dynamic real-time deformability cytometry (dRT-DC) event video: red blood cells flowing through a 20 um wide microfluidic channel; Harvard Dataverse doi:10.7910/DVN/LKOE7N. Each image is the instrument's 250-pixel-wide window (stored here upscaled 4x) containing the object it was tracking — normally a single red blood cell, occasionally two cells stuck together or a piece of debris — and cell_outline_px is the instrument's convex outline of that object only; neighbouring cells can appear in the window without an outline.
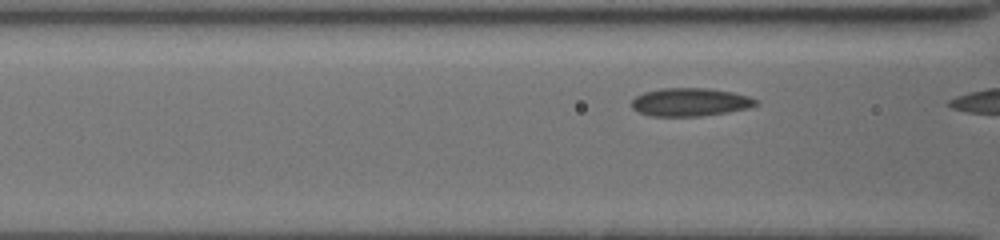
{"species": "common noctule bat (a hibernating species)", "species_latin": "Nyctalus noctula", "temperature_condition": "cold", "stored_images_in_passage": 8, "camera_frame_rate_fps": 3000, "um_per_image_px": 0.085, "animal": {"sex": "female", "body_mass_g": 19.5, "forearm_length_mm": 54.1}, "frame": {"image": 1, "passage_image": 7, "time_ms": 2.0, "image_size_px": [1000, 240], "cell_outline_px": [[760, 104], [748, 108], [728, 112], [700, 116], [648, 116], [636, 112], [632, 108], [632, 100], [636, 96], [644, 92], [660, 88], [708, 88], [732, 92], [748, 96], [760, 100]], "centroid_in_image_um": [58.67, 8.68], "position_along_channel_um": 107.9, "area_um2": 20.63}}